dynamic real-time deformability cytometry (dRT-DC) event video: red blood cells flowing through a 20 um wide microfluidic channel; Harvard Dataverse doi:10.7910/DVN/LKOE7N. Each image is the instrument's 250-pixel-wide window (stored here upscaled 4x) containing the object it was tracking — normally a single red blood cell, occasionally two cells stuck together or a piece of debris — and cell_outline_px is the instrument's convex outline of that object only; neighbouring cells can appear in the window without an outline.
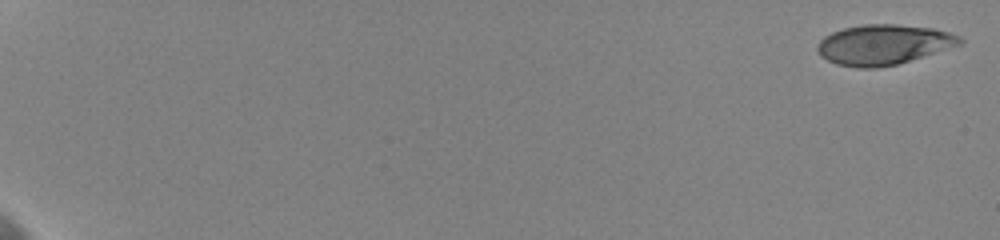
{"species": "human", "species_latin": "Homo sapiens", "temperature_condition": "cold", "stored_images_in_passage": 24, "camera_frame_rate_fps": 3000, "um_per_image_px": 0.085, "donor": {"sex": "female"}, "frame": {"image": 1, "passage_image": 1, "time_ms": 0.0, "image_size_px": [1000, 240], "cell_outline_px": [[964, 44], [896, 64], [876, 68], [856, 68], [836, 64], [820, 56], [816, 48], [820, 40], [824, 36], [832, 32], [844, 28], [864, 24], [896, 24], [932, 28], [948, 32], [960, 36], [964, 40]], "centroid_in_image_um": [75.1, 3.79], "position_along_channel_um": 9.9, "area_um2": 33.35}}
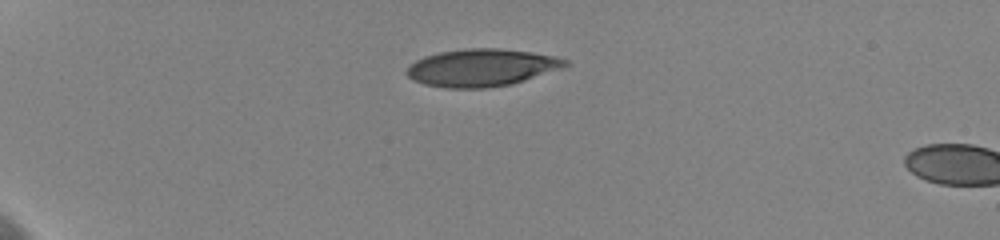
{"frame": {"image": 2, "passage_image": 20, "time_ms": 5.333, "image_size_px": [1000, 240], "cell_outline_px": [[568, 64], [564, 68], [512, 84], [484, 88], [448, 88], [424, 84], [412, 80], [404, 72], [408, 64], [424, 56], [440, 52], [464, 48], [500, 48], [532, 52], [556, 56], [568, 60]], "centroid_in_image_um": [40.93, 5.74], "position_along_channel_um": 44.1, "area_um2": 34.91}}